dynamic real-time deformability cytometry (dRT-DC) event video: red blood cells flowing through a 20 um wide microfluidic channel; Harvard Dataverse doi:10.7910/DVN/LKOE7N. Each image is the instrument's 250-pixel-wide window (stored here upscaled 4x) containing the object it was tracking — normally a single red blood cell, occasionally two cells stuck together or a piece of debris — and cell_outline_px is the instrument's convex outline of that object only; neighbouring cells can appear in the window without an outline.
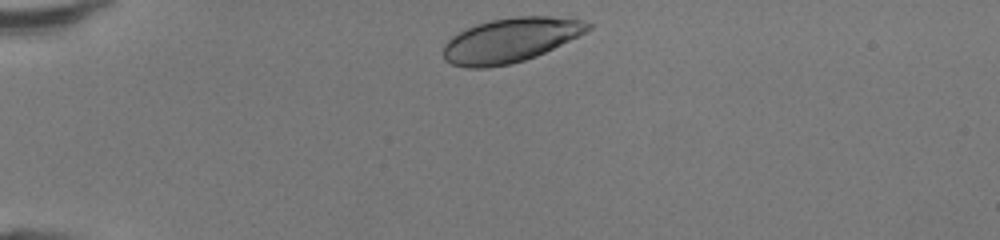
{"species": "human", "species_latin": "Homo sapiens", "temperature_condition": "room temperature", "stored_images_in_passage": 32, "camera_frame_rate_fps": 3000, "um_per_image_px": 0.085, "donor": {"sex": "female"}, "frame": {"image": 1, "passage_image": 1, "time_ms": 0.0, "image_size_px": [1000, 240], "cell_outline_px": [[592, 28], [588, 32], [536, 56], [512, 64], [488, 68], [468, 68], [452, 64], [444, 60], [444, 44], [452, 36], [476, 24], [492, 20], [516, 16], [552, 16], [584, 20], [592, 24]], "centroid_in_image_um": [43.42, 3.41], "position_along_channel_um": 41.6, "area_um2": 37.51}}
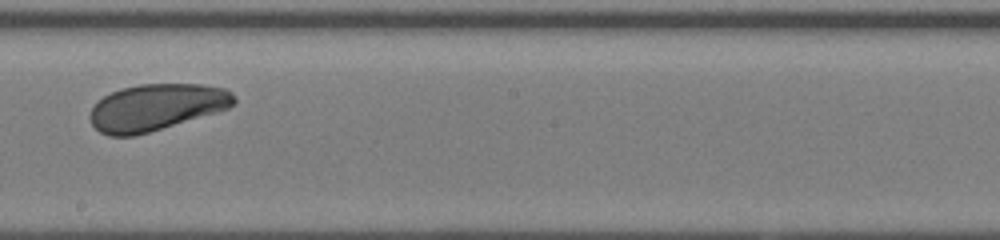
{"frame": {"image": 2, "passage_image": 18, "time_ms": 5.667, "image_size_px": [1000, 240], "cell_outline_px": [[236, 100], [228, 108], [220, 112], [136, 136], [108, 136], [100, 132], [92, 124], [88, 116], [92, 108], [104, 96], [120, 88], [140, 84], [200, 84], [224, 88], [232, 92], [236, 96]], "centroid_in_image_um": [13.3, 9.12], "position_along_channel_um": 234.9, "area_um2": 39.36}}
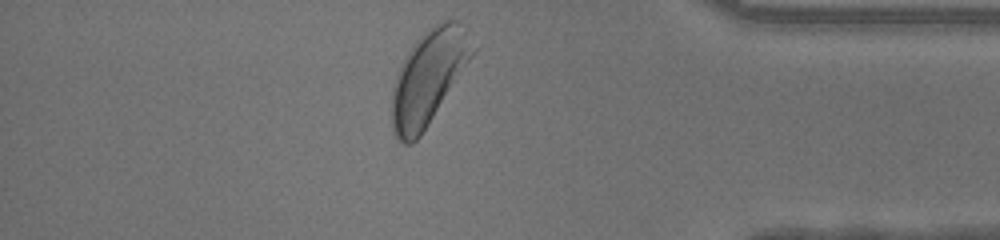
{"frame": {"image": 3, "passage_image": 31, "time_ms": 10.0, "image_size_px": [1000, 240], "cell_outline_px": [[476, 48], [472, 56], [420, 136], [412, 144], [404, 144], [396, 140], [392, 132], [392, 88], [396, 72], [404, 56], [420, 36], [428, 28], [444, 20], [456, 20], [460, 24]], "centroid_in_image_um": [36.36, 6.59], "position_along_channel_um": 398.8, "area_um2": 43.64}, "authors_computed_cell_mechanics": {"area_um2": 39.4196, "velocity_mm_per_s": 4.2639, "shape_relaxation_time_tau1_ms": 1.5532, "shape_relaxation_time_tau2_ms": null, "deformation_change_tau1": 0.0859, "deformation_change_tau2": null}}